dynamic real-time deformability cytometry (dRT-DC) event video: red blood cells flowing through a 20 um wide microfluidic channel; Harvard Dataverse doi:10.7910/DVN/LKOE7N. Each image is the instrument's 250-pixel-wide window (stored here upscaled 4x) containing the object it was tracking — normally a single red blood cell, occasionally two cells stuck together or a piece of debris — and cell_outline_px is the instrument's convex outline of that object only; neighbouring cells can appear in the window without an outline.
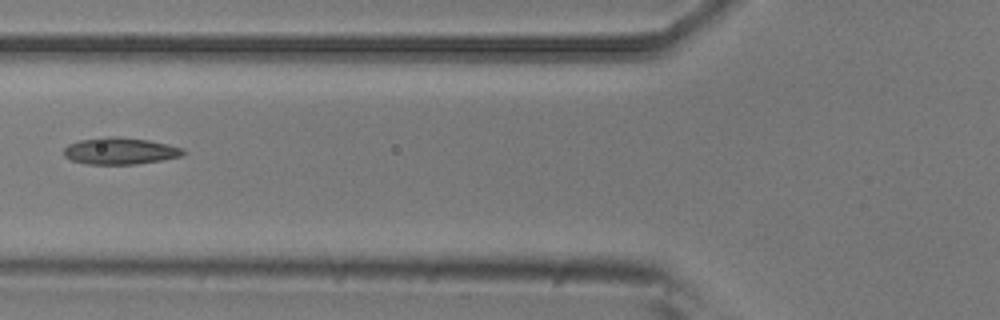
{"species": "common noctule bat (a hibernating species)", "species_latin": "Nyctalus noctula", "temperature_condition": "room temperature", "stored_images_in_passage": 4, "camera_frame_rate_fps": 3000, "um_per_image_px": 0.085, "animal": {"sex": "male", "body_mass_g": 20.5, "forearm_length_mm": 52.5}, "frame": {"image": 1, "passage_image": 3, "time_ms": 0.667, "image_size_px": [1000, 320], "cell_outline_px": [[188, 152], [180, 156], [160, 160], [136, 164], [88, 164], [72, 160], [64, 156], [64, 148], [68, 144], [80, 140], [104, 136], [116, 136], [148, 140], [168, 144], [184, 148]], "centroid_in_image_um": [10.21, 12.82], "position_along_channel_um": 115.6, "area_um2": 18.67}}
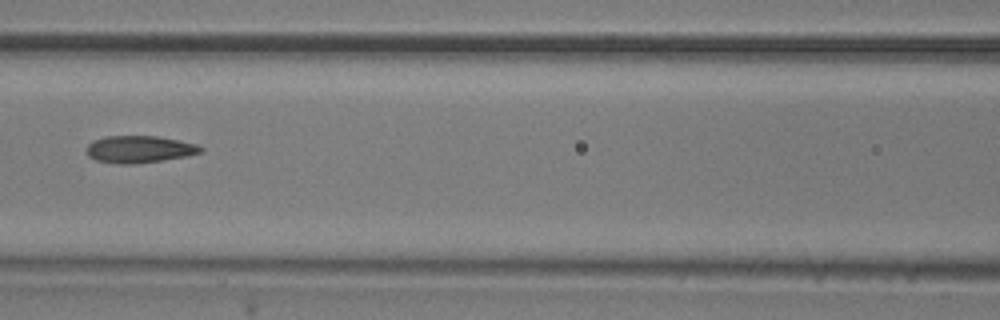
{"frame": {"image": 2, "passage_image": 4, "time_ms": 1.0, "image_size_px": [1000, 320], "cell_outline_px": [[204, 148], [200, 152], [188, 156], [136, 164], [120, 164], [96, 160], [88, 156], [88, 144], [92, 140], [104, 136], [156, 136], [180, 140], [196, 144]], "centroid_in_image_um": [11.84, 12.68], "position_along_channel_um": 154.8, "area_um2": 18.03}}